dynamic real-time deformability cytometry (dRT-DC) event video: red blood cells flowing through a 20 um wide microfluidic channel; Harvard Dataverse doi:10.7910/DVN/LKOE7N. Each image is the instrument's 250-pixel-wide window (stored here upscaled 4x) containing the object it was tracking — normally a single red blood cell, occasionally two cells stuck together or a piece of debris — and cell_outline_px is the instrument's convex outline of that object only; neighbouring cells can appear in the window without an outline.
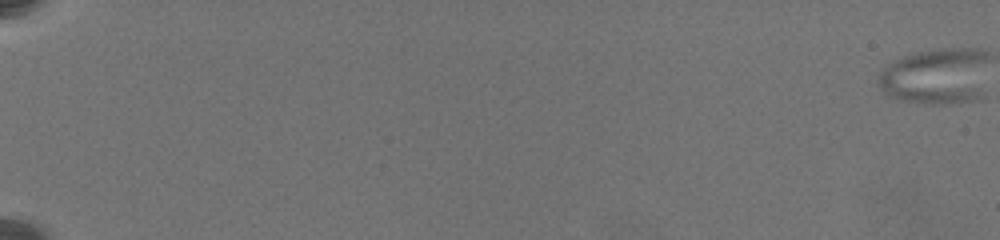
{"species": "common noctule bat (a hibernating species)", "species_latin": "Nyctalus noctula", "temperature_condition": "warm", "stored_images_in_passage": 6, "camera_frame_rate_fps": 3000, "um_per_image_px": 0.085, "animal": {"sex": "female", "body_mass_g": 19.5, "forearm_length_mm": 54.1}, "frame": {"image": 1, "passage_image": 1, "time_ms": 0.0, "image_size_px": [1000, 240], "cell_outline_px": [[984, 56], [968, 100], [940, 104], [904, 100], [880, 84], [876, 80], [876, 76], [880, 72], [912, 56], [924, 52], [984, 52]], "centroid_in_image_um": [79.35, 6.53], "position_along_channel_um": 5.6, "area_um2": 30.35}}